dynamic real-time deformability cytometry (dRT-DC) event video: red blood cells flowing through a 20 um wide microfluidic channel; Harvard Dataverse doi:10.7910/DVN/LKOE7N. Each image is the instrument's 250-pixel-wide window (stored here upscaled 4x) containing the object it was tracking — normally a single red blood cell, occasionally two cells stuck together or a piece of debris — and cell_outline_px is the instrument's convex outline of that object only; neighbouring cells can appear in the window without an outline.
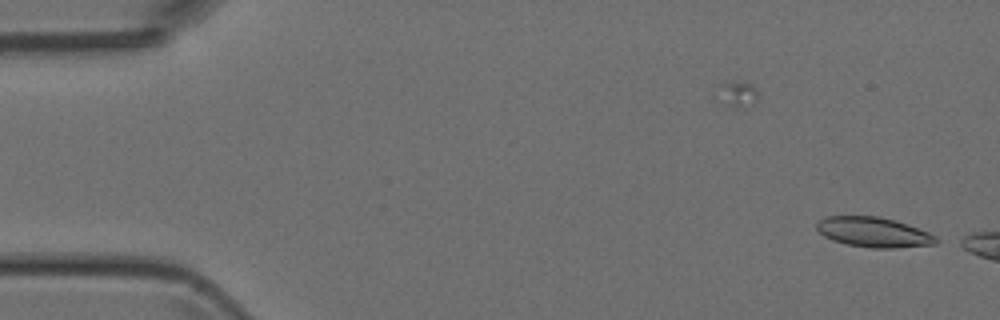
{"species": "Egyptian fruit bat (a non-hibernating species)", "species_latin": "Rousettus aegyptiacus", "temperature_condition": "room temperature", "stored_images_in_passage": 7, "camera_frame_rate_fps": 3000, "um_per_image_px": 0.085, "animal": {"sex": "female"}, "frame": {"image": 1, "passage_image": 7, "time_ms": 2.0, "image_size_px": [1000, 320], "cell_outline_px": [[944, 240], [936, 244], [892, 248], [872, 248], [848, 244], [832, 240], [824, 236], [816, 228], [816, 224], [824, 216], [876, 216], [896, 220], [928, 232]], "centroid_in_image_um": [74.29, 19.73], "position_along_channel_um": 10.7, "area_um2": 20.92}}